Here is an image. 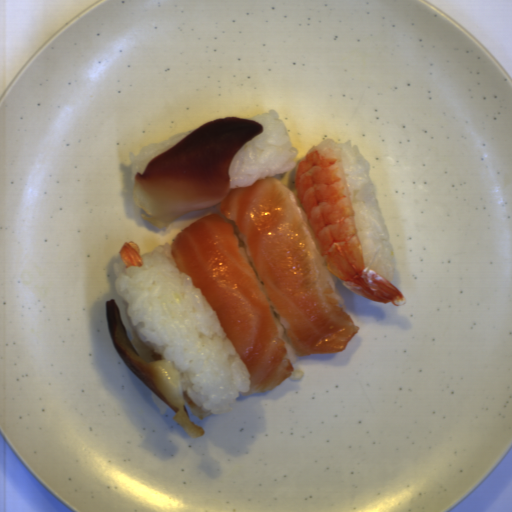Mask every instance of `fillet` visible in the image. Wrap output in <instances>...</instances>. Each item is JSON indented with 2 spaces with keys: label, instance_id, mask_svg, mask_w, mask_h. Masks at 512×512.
I'll list each match as a JSON object with an SVG mask.
<instances>
[{
  "label": "fillet",
  "instance_id": "obj_1",
  "mask_svg": "<svg viewBox=\"0 0 512 512\" xmlns=\"http://www.w3.org/2000/svg\"><path fill=\"white\" fill-rule=\"evenodd\" d=\"M263 132V125L246 118L208 121L137 171L131 190L135 205L153 216L140 217L155 228L220 204V213L244 236L254 269L232 224L215 213L170 244L178 271L216 312L249 373L243 396L272 391L294 373L270 304L299 356L343 352L360 330L339 304L283 183L269 177L230 187L232 160Z\"/></svg>",
  "mask_w": 512,
  "mask_h": 512
},
{
  "label": "fillet",
  "instance_id": "obj_2",
  "mask_svg": "<svg viewBox=\"0 0 512 512\" xmlns=\"http://www.w3.org/2000/svg\"><path fill=\"white\" fill-rule=\"evenodd\" d=\"M105 312L111 343L122 363L174 411L173 420L188 437L194 439L203 435V428L193 423L188 415L180 391L181 374L172 362L144 344L135 330L131 338L128 337L114 299L106 301Z\"/></svg>",
  "mask_w": 512,
  "mask_h": 512
}]
</instances>
